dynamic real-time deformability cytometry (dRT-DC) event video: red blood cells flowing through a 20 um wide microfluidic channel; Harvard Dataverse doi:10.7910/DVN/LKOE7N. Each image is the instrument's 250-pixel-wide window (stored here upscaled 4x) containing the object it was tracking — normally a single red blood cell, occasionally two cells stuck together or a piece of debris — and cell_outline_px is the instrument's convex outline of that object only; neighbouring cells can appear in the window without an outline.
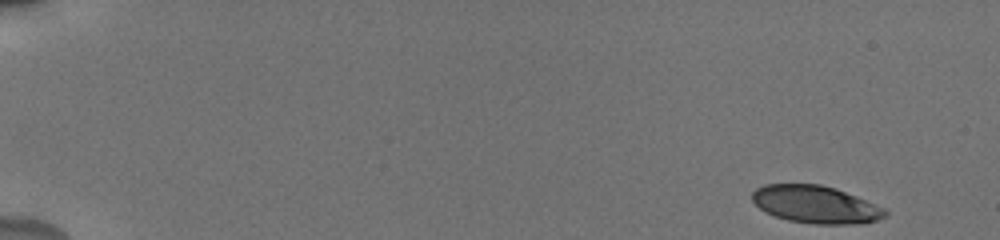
{"species": "human", "species_latin": "Homo sapiens", "temperature_condition": "cold", "stored_images_in_passage": 32, "camera_frame_rate_fps": 3000, "um_per_image_px": 0.085, "donor": {"sex": "male"}, "frame": {"image": 1, "passage_image": 1, "time_ms": 0.0, "image_size_px": [1000, 240], "cell_outline_px": [[888, 212], [884, 216], [876, 220], [864, 224], [816, 224], [788, 220], [776, 216], [760, 208], [752, 200], [752, 192], [756, 188], [764, 184], [820, 184], [836, 188], [856, 196], [884, 208]], "centroid_in_image_um": [69.33, 17.37], "position_along_channel_um": 15.7, "area_um2": 28.96}}
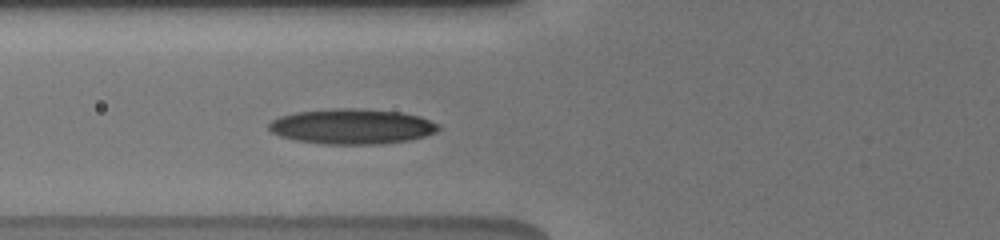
{"frame": {"image": 2, "passage_image": 18, "time_ms": 5.667, "image_size_px": [1000, 240], "cell_outline_px": [[440, 128], [436, 132], [424, 136], [408, 140], [380, 144], [320, 144], [296, 140], [280, 136], [272, 132], [268, 128], [268, 124], [272, 120], [280, 116], [296, 112], [336, 108], [356, 108], [400, 112], [420, 116], [440, 124]], "centroid_in_image_um": [29.92, 10.75], "position_along_channel_um": 95.9, "area_um2": 34.85}}
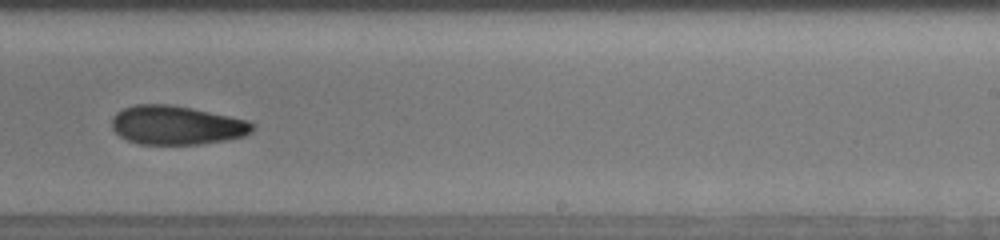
{"frame": {"image": 3, "passage_image": 26, "time_ms": 8.333, "image_size_px": [1000, 240], "cell_outline_px": [[256, 128], [252, 132], [244, 136], [224, 140], [200, 144], [140, 144], [128, 140], [120, 136], [112, 128], [112, 116], [116, 112], [124, 108], [136, 104], [168, 104], [192, 108], [248, 120], [256, 124]], "centroid_in_image_um": [15.03, 10.64], "position_along_channel_um": 274.0, "area_um2": 31.96}}